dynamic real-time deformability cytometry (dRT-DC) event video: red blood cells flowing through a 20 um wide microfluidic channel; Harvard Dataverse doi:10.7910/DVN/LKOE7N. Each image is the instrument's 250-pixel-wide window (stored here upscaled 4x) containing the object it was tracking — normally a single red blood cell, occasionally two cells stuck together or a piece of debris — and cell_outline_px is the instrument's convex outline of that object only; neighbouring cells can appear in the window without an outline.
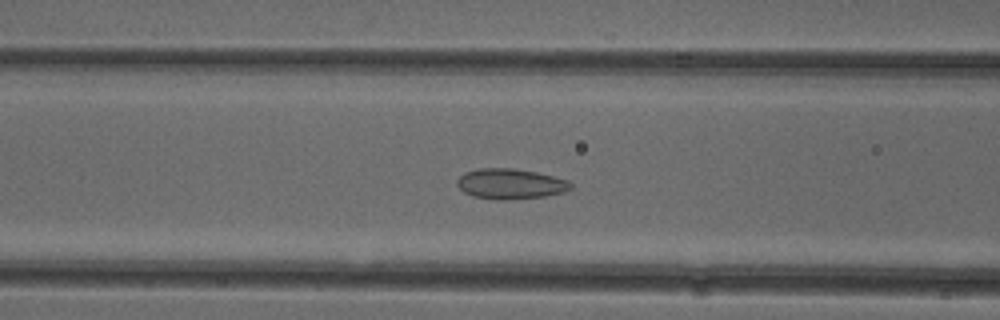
{"species": "common noctule bat (a hibernating species)", "species_latin": "Nyctalus noctula", "temperature_condition": "cold", "stored_images_in_passage": 48, "camera_frame_rate_fps": 3000, "um_per_image_px": 0.085, "animal": {"sex": "female"}, "frame": {"image": 1, "passage_image": 17, "time_ms": 5.333, "image_size_px": [1000, 320], "cell_outline_px": [[572, 188], [564, 192], [544, 196], [508, 200], [496, 200], [472, 196], [464, 192], [456, 184], [456, 180], [464, 172], [480, 168], [516, 168], [536, 172], [568, 180], [572, 184]], "centroid_in_image_um": [43.36, 15.63], "position_along_channel_um": 123.2, "area_um2": 20.23}}
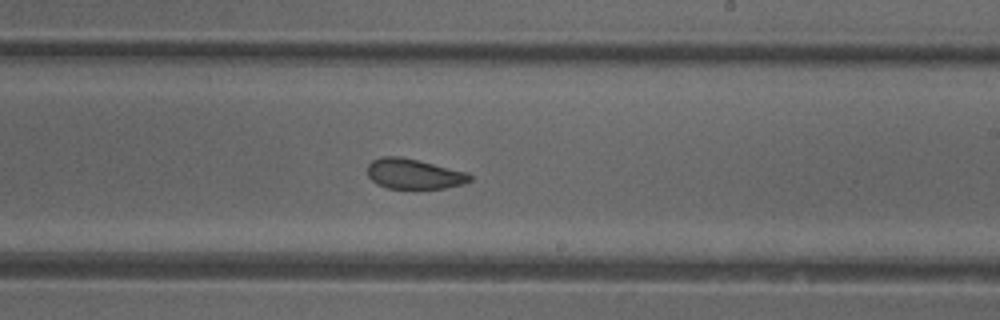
{"frame": {"image": 2, "passage_image": 27, "time_ms": 8.667, "image_size_px": [1000, 320], "cell_outline_px": [[472, 180], [464, 184], [444, 188], [388, 188], [376, 184], [368, 176], [368, 164], [372, 160], [380, 156], [400, 156], [468, 172], [472, 176]], "centroid_in_image_um": [35.18, 14.77], "position_along_channel_um": 253.8, "area_um2": 18.03}}
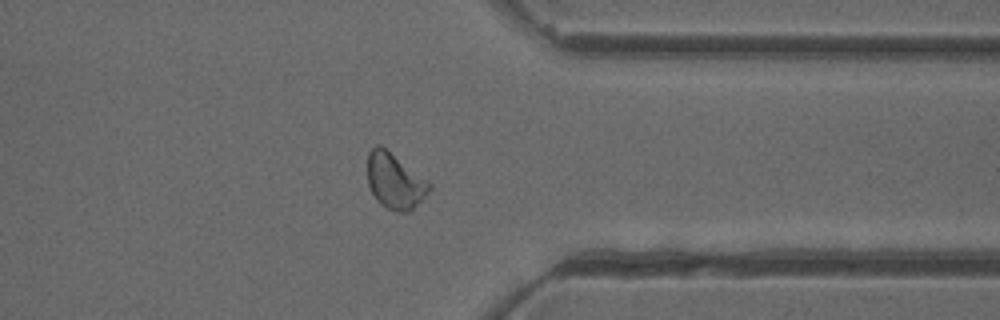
{"frame": {"image": 3, "passage_image": 37, "time_ms": 12.0, "image_size_px": [1000, 320], "cell_outline_px": [[432, 188], [408, 212], [400, 212], [388, 208], [380, 204], [376, 200], [368, 184], [368, 152], [376, 144], [380, 144], [428, 180], [432, 184]], "centroid_in_image_um": [33.55, 15.37], "position_along_channel_um": 377.8, "area_um2": 19.83}, "authors_computed_cell_mechanics": {"area_um2": 20.0855, "velocity_mm_per_s": 3.9144, "shape_relaxation_time_tau1_ms": null, "shape_relaxation_time_tau2_ms": 1.5739, "deformation_change_tau1": null, "deformation_change_tau2": 0.0718}}